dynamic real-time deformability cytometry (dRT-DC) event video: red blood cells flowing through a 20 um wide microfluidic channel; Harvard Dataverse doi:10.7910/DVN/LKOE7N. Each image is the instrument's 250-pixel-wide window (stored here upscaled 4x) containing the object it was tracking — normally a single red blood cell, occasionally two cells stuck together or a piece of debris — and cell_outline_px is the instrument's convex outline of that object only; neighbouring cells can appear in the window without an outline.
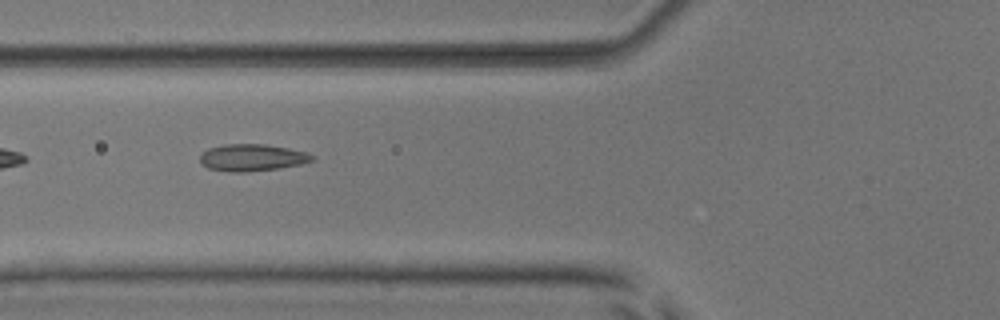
{"species": "common noctule bat (a hibernating species)", "species_latin": "Nyctalus noctula", "temperature_condition": "room temperature", "stored_images_in_passage": 6, "camera_frame_rate_fps": 3000, "um_per_image_px": 0.085, "animal": {"sex": "male", "body_mass_g": 17.9, "forearm_length_mm": 54.2}, "frame": {"image": 1, "passage_image": 6, "time_ms": 5.667, "image_size_px": [1000, 320], "cell_outline_px": [[316, 160], [300, 164], [280, 168], [244, 172], [232, 172], [208, 168], [200, 164], [200, 156], [208, 148], [224, 144], [264, 144], [288, 148], [308, 152]], "centroid_in_image_um": [21.43, 13.39], "position_along_channel_um": 104.4, "area_um2": 17.63}}